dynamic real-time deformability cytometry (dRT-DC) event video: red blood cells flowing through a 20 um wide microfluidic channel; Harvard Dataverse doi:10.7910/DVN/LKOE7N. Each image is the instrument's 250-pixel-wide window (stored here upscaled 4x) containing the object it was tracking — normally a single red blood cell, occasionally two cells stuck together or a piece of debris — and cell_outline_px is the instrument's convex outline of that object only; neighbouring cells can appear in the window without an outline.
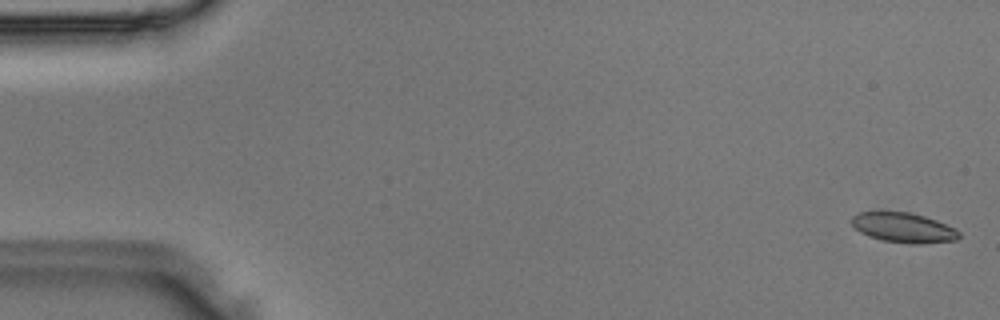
{"species": "Egyptian fruit bat (a non-hibernating species)", "species_latin": "Rousettus aegyptiacus", "temperature_condition": "room temperature", "stored_images_in_passage": 49, "camera_frame_rate_fps": 3000, "um_per_image_px": 0.085, "animal": {"sex": "male"}, "frame": {"image": 1, "passage_image": 1, "time_ms": 0.0, "image_size_px": [1000, 320], "cell_outline_px": [[960, 236], [956, 240], [920, 244], [912, 244], [884, 240], [868, 236], [860, 232], [852, 224], [852, 216], [860, 212], [908, 212], [924, 216], [936, 220], [956, 228], [960, 232]], "centroid_in_image_um": [76.83, 19.35], "position_along_channel_um": 8.2, "area_um2": 18.55}}
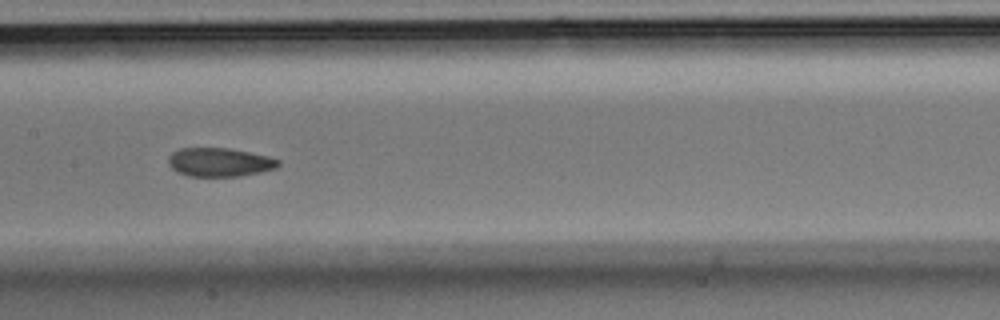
{"frame": {"image": 2, "passage_image": 24, "time_ms": 7.667, "image_size_px": [1000, 320], "cell_outline_px": [[280, 164], [276, 168], [260, 172], [240, 176], [188, 176], [172, 168], [168, 164], [168, 156], [172, 152], [180, 148], [228, 148], [268, 156], [280, 160]], "centroid_in_image_um": [18.66, 13.78], "position_along_channel_um": 188.7, "area_um2": 18.32}}
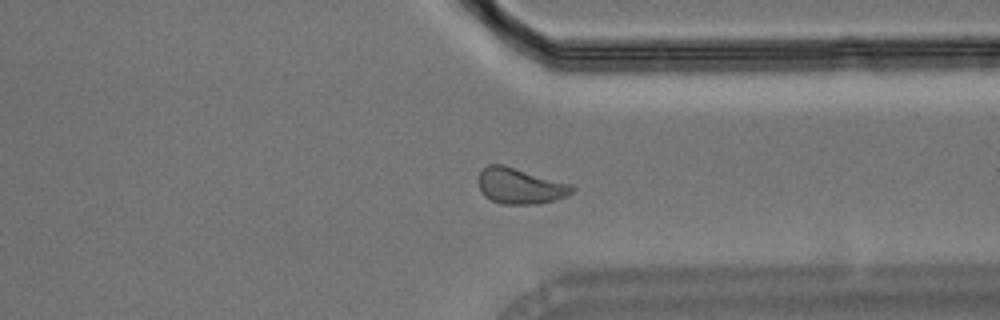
{"frame": {"image": 3, "passage_image": 37, "time_ms": 12.0, "image_size_px": [1000, 320], "cell_outline_px": [[576, 188], [568, 196], [556, 200], [536, 204], [500, 204], [484, 196], [480, 188], [480, 172], [488, 164], [504, 164], [572, 184]], "centroid_in_image_um": [44.25, 15.81], "position_along_channel_um": 367.1, "area_um2": 19.65}}